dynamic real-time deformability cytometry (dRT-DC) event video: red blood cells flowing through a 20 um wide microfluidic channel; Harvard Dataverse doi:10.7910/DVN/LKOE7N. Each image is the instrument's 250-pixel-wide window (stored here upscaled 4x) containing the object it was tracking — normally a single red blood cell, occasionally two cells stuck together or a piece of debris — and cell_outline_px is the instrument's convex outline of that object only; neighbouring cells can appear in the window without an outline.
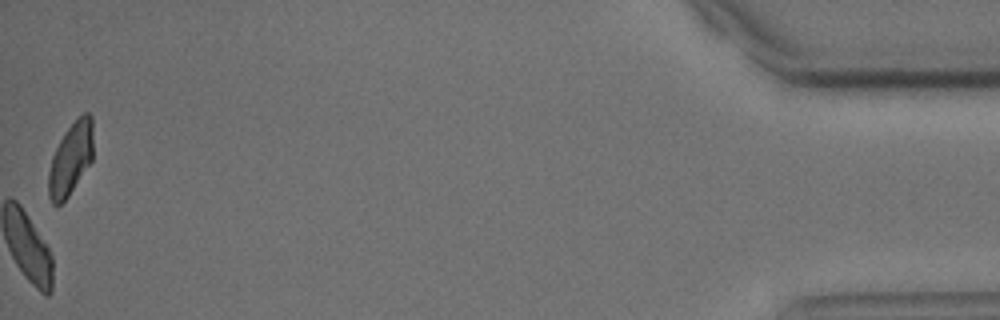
{"species": "common noctule bat (a hibernating species)", "species_latin": "Nyctalus noctula", "temperature_condition": "cold", "stored_images_in_passage": 56, "camera_frame_rate_fps": 3000, "um_per_image_px": 0.085, "animal": {"sex": "male", "body_mass_g": 15.6}, "frame": {"image": 1, "passage_image": 56, "time_ms": 18.333, "image_size_px": [1000, 320], "cell_outline_px": [[92, 160], [68, 196], [60, 204], [52, 204], [48, 196], [48, 172], [52, 156], [64, 132], [84, 112], [88, 112], [92, 116]], "centroid_in_image_um": [5.99, 13.5], "position_along_channel_um": 429.2, "area_um2": 18.61}, "authors_computed_cell_mechanics": {"area_um2": 22.1374, "velocity_mm_per_s": 3.6593, "shape_relaxation_time_tau1_ms": 2.7142, "shape_relaxation_time_tau2_ms": null, "deformation_change_tau1": 0.1029, "deformation_change_tau2": null}}